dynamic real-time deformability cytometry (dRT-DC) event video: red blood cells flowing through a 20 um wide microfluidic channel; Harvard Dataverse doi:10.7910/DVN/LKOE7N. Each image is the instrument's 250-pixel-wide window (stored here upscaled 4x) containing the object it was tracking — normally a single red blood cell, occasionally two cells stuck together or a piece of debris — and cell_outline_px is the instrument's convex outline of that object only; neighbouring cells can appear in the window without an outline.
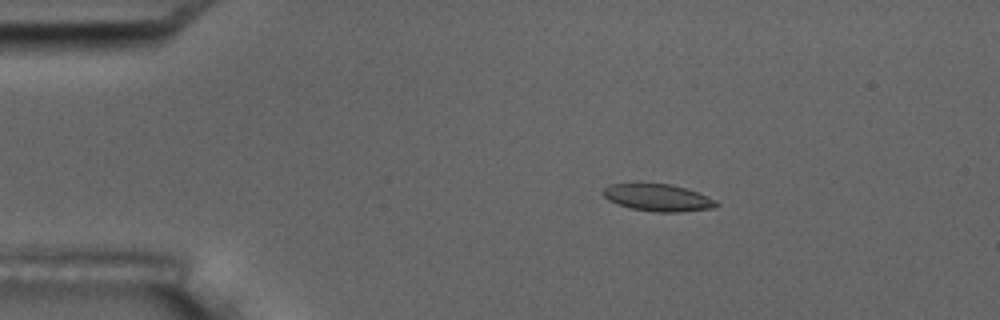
{"species": "common noctule bat (a hibernating species)", "species_latin": "Nyctalus noctula", "temperature_condition": "room temperature", "stored_images_in_passage": 9, "camera_frame_rate_fps": 3000, "um_per_image_px": 0.085, "animal": {"sex": "male", "body_mass_g": 17.5, "forearm_length_mm": 52.3}, "frame": {"image": 1, "passage_image": 3, "time_ms": 2.0, "image_size_px": [1000, 320], "cell_outline_px": [[720, 204], [716, 208], [680, 212], [656, 212], [632, 208], [608, 200], [600, 192], [608, 184], [632, 180], [640, 180], [672, 184], [708, 196], [716, 200]], "centroid_in_image_um": [55.86, 16.73], "position_along_channel_um": 29.1, "area_um2": 18.84}}
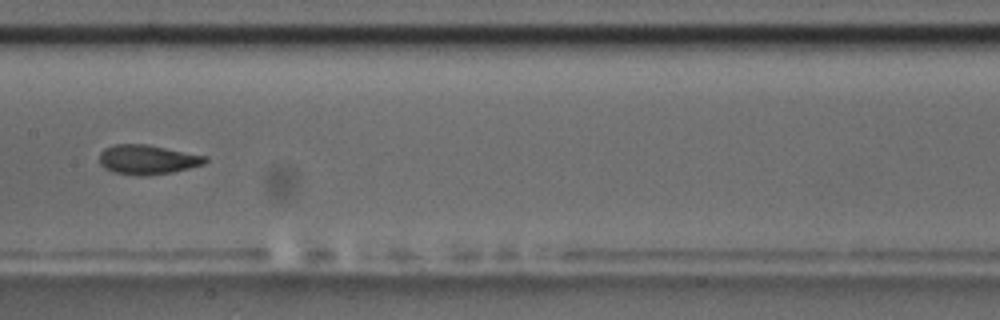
{"frame": {"image": 2, "passage_image": 8, "time_ms": 8.0, "image_size_px": [1000, 320], "cell_outline_px": [[208, 160], [204, 164], [172, 172], [148, 176], [140, 176], [112, 172], [104, 168], [100, 164], [100, 152], [104, 148], [112, 144], [148, 144], [208, 156]], "centroid_in_image_um": [12.53, 13.56], "position_along_channel_um": 194.9, "area_um2": 18.44}}
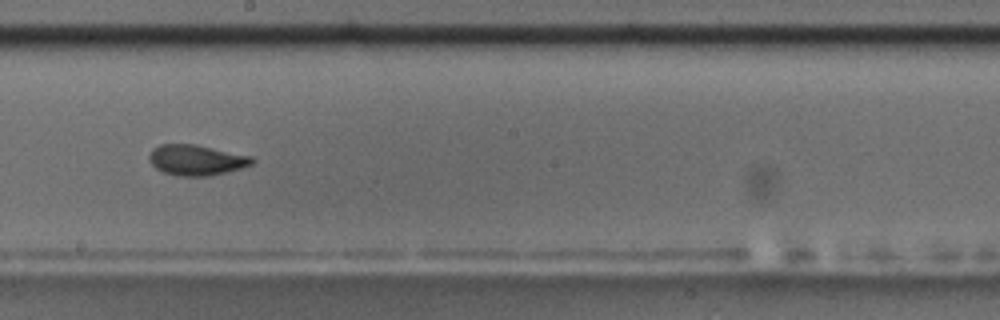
{"frame": {"image": 3, "passage_image": 9, "time_ms": 9.0, "image_size_px": [1000, 320], "cell_outline_px": [[256, 160], [252, 164], [240, 168], [208, 176], [180, 176], [164, 172], [156, 168], [148, 160], [148, 156], [152, 148], [160, 144], [196, 144], [252, 156]], "centroid_in_image_um": [16.67, 13.59], "position_along_channel_um": 231.5, "area_um2": 18.32}}